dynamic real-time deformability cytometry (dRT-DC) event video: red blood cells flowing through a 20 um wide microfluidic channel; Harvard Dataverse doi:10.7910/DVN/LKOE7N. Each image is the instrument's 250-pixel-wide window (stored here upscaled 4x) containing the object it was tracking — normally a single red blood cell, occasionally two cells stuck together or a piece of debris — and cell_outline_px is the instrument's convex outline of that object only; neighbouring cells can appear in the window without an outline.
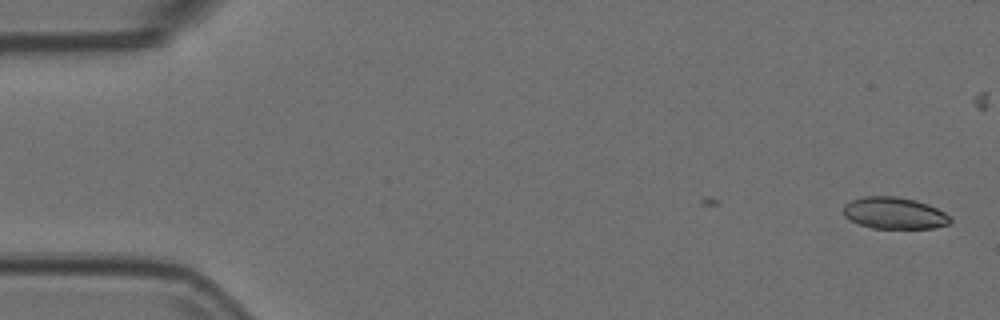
{"species": "Egyptian fruit bat (a non-hibernating species)", "species_latin": "Rousettus aegyptiacus", "temperature_condition": "room temperature", "stored_images_in_passage": 5, "camera_frame_rate_fps": 3000, "um_per_image_px": 0.085, "animal": {"sex": "female"}, "frame": {"image": 1, "passage_image": 1, "time_ms": 0.0, "image_size_px": [1000, 320], "cell_outline_px": [[952, 220], [948, 224], [932, 228], [872, 228], [860, 224], [844, 216], [844, 204], [852, 200], [864, 196], [896, 196], [916, 200], [928, 204], [944, 212]], "centroid_in_image_um": [76.01, 18.1], "position_along_channel_um": 9.0, "area_um2": 19.59}}
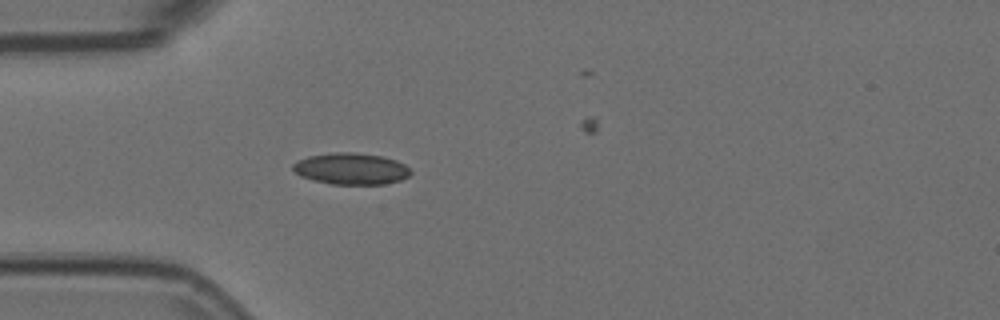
{"frame": {"image": 2, "passage_image": 5, "time_ms": 1.333, "image_size_px": [1000, 320], "cell_outline_px": [[412, 172], [408, 176], [400, 180], [384, 184], [332, 184], [312, 180], [300, 176], [292, 168], [292, 164], [308, 156], [336, 152], [352, 152], [384, 156], [396, 160], [404, 164]], "centroid_in_image_um": [29.85, 14.34], "position_along_channel_um": 55.2, "area_um2": 21.56}}